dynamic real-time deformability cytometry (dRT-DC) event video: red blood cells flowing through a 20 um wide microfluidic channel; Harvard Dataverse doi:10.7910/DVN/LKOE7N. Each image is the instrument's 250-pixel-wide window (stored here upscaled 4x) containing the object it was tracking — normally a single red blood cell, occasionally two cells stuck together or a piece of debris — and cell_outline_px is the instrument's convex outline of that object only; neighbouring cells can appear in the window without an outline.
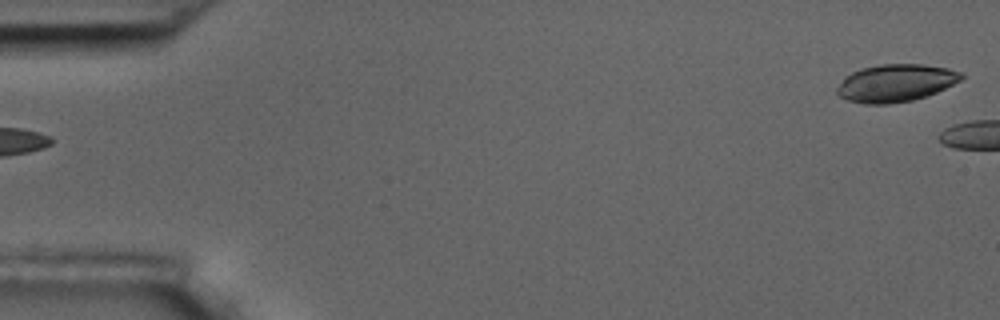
{"species": "common noctule bat (a hibernating species)", "species_latin": "Nyctalus noctula", "temperature_condition": "room temperature", "stored_images_in_passage": 6, "segment_of_instrument_passage": [2, 2], "camera_frame_rate_fps": 3000, "um_per_image_px": 0.085, "animal": {"sex": "male", "body_mass_g": 17.5, "forearm_length_mm": 52.3}, "frame": {"image": 1, "passage_image": 6, "time_ms": 5.667, "image_size_px": [1000, 320], "cell_outline_px": [[964, 76], [960, 80], [936, 92], [912, 100], [888, 104], [864, 104], [848, 100], [840, 96], [836, 92], [836, 88], [844, 76], [860, 68], [880, 64], [924, 64], [948, 68], [964, 72]], "centroid_in_image_um": [76.11, 7.04], "position_along_channel_um": 8.9, "area_um2": 27.22}}